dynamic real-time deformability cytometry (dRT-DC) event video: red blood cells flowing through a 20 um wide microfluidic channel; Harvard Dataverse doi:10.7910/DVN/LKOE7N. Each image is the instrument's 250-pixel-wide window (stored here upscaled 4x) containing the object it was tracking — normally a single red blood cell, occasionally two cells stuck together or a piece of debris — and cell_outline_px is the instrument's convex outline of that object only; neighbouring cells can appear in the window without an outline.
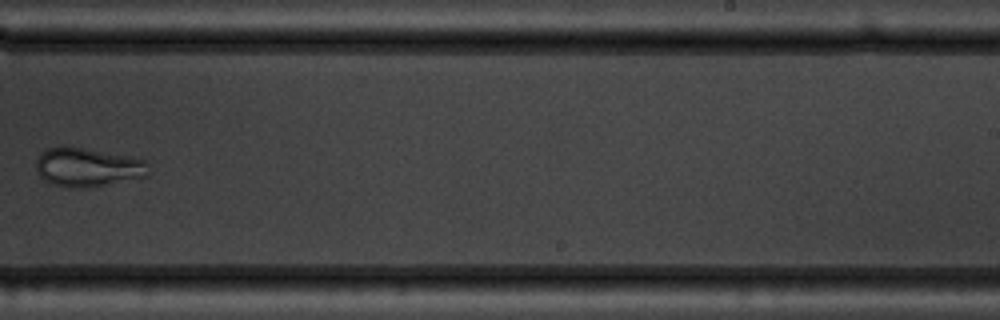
{"species": "common noctule bat (a hibernating species)", "species_latin": "Nyctalus noctula", "temperature_condition": "warm", "stored_images_in_passage": 8, "camera_frame_rate_fps": 3000, "um_per_image_px": 0.085, "animal": {"sex": "male", "body_mass_g": 19.5, "forearm_length_mm": 54.6}, "frame": {"image": 1, "passage_image": 7, "time_ms": 7.0, "image_size_px": [1000, 320], "cell_outline_px": [[148, 176], [84, 188], [72, 188], [52, 184], [44, 180], [36, 172], [36, 160], [40, 152], [48, 148], [84, 148], [132, 156], [144, 160], [148, 164]], "centroid_in_image_um": [7.44, 14.22], "position_along_channel_um": 281.6, "area_um2": 25.26}}